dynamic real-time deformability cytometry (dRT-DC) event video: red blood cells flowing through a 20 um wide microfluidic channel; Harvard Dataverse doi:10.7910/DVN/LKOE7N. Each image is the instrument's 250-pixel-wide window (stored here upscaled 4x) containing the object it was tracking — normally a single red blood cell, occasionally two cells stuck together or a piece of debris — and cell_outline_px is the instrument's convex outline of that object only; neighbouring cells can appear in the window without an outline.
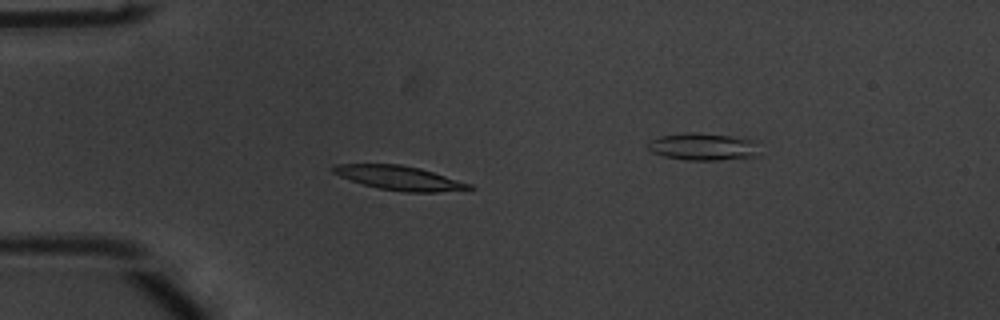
{"species": "common noctule bat (a hibernating species)", "species_latin": "Nyctalus noctula", "temperature_condition": "warm", "stored_images_in_passage": 55, "camera_frame_rate_fps": 3000, "um_per_image_px": 0.085, "animal": {"sex": "male", "body_mass_g": 20.1, "forearm_length_mm": 53.5}, "frame": {"image": 1, "passage_image": 15, "time_ms": 4.667, "image_size_px": [1000, 320], "cell_outline_px": [[476, 188], [436, 192], [404, 192], [380, 188], [364, 184], [340, 176], [332, 172], [332, 168], [336, 164], [400, 164], [420, 168], [472, 184]], "centroid_in_image_um": [33.97, 15.12], "position_along_channel_um": 51.0, "area_um2": 18.9}}
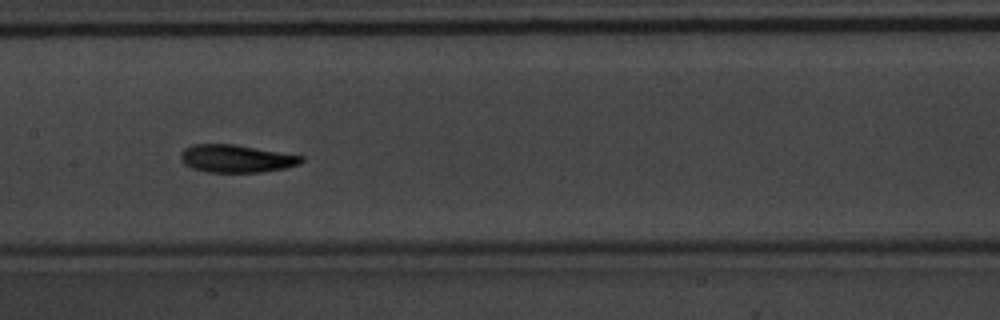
{"frame": {"image": 2, "passage_image": 27, "time_ms": 8.667, "image_size_px": [1000, 320], "cell_outline_px": [[304, 160], [300, 164], [284, 168], [260, 172], [204, 172], [192, 168], [184, 164], [180, 156], [180, 152], [184, 148], [192, 144], [236, 144], [304, 156]], "centroid_in_image_um": [20.07, 13.47], "position_along_channel_um": 187.3, "area_um2": 19.65}}
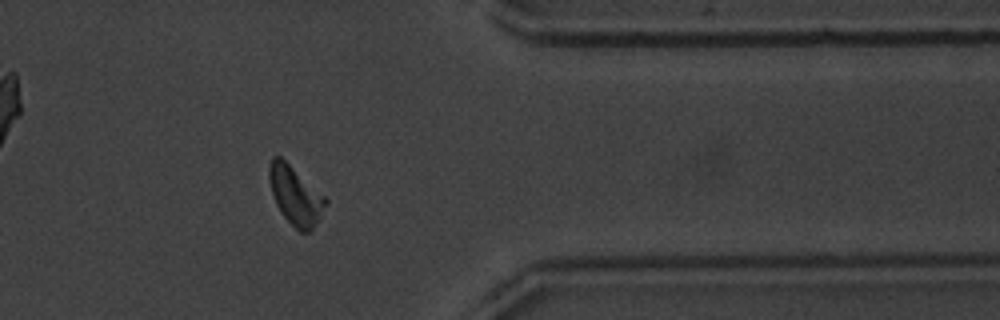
{"frame": {"image": 3, "passage_image": 44, "time_ms": 14.333, "image_size_px": [1000, 320], "cell_outline_px": [[328, 204], [312, 228], [308, 232], [300, 232], [280, 212], [276, 204], [272, 192], [268, 176], [268, 168], [272, 156], [280, 156], [324, 196], [328, 200]], "centroid_in_image_um": [25.09, 16.61], "position_along_channel_um": 386.3, "area_um2": 18.79}, "authors_computed_cell_mechanics": {"area_um2": 18.6694, "velocity_mm_per_s": 3.7268, "shape_relaxation_time_tau1_ms": 2.8717, "shape_relaxation_time_tau2_ms": 2.8324, "deformation_change_tau1": 0.1379, "deformation_change_tau2": 0.0799}}